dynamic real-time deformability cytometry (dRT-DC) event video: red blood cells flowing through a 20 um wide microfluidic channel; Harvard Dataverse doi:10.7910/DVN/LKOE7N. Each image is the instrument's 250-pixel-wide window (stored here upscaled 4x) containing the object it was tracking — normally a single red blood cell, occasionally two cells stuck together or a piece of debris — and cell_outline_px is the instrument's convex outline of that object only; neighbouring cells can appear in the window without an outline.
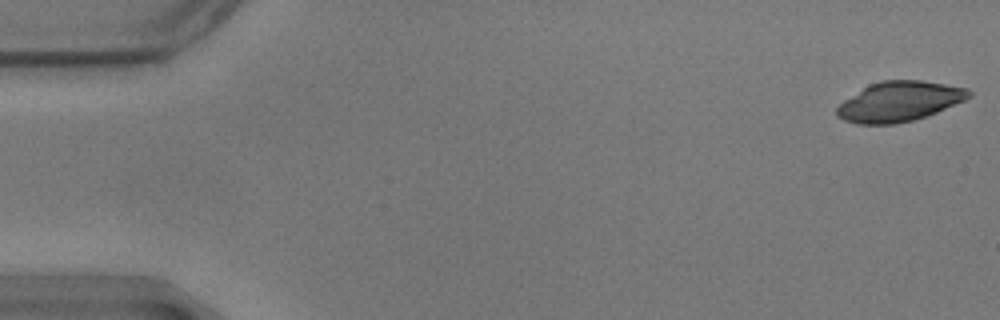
{"species": "common noctule bat (a hibernating species)", "species_latin": "Nyctalus noctula", "temperature_condition": "warm", "stored_images_in_passage": 57, "camera_frame_rate_fps": 3000, "um_per_image_px": 0.085, "animal": {"sex": "male", "body_mass_g": 17.9}, "frame": {"image": 1, "passage_image": 1, "time_ms": 0.0, "image_size_px": [1000, 320], "cell_outline_px": [[972, 96], [964, 100], [936, 112], [912, 120], [896, 124], [856, 124], [844, 120], [836, 116], [836, 108], [844, 100], [868, 84], [880, 80], [920, 80], [968, 88], [972, 92]], "centroid_in_image_um": [76.41, 8.62], "position_along_channel_um": 8.6, "area_um2": 30.63}}